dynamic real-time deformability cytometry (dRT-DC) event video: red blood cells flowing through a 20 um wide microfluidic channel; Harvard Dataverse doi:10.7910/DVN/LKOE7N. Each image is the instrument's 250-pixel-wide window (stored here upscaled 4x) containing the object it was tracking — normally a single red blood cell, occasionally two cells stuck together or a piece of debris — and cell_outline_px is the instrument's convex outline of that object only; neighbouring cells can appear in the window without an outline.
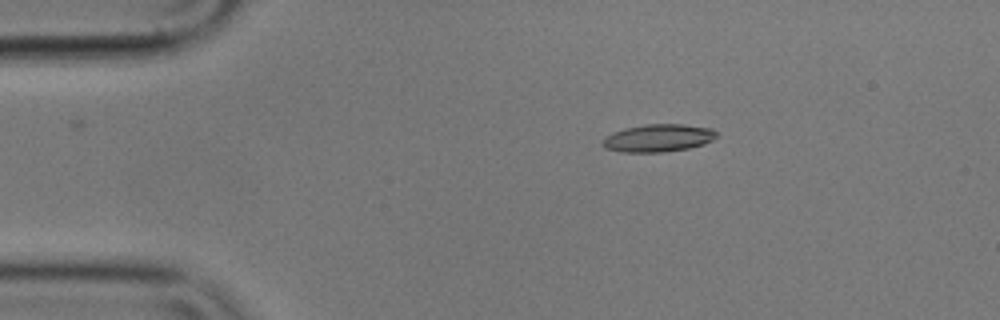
{"species": "common noctule bat (a hibernating species)", "species_latin": "Nyctalus noctula", "temperature_condition": "cold", "stored_images_in_passage": 5, "camera_frame_rate_fps": 3000, "um_per_image_px": 0.085, "animal": {"sex": "male", "body_mass_g": 17.9}, "frame": {"image": 1, "passage_image": 3, "time_ms": 0.667, "image_size_px": [1000, 320], "cell_outline_px": [[716, 136], [712, 140], [704, 144], [688, 148], [660, 152], [620, 152], [604, 148], [600, 144], [604, 136], [612, 132], [624, 128], [644, 124], [684, 124], [712, 128], [716, 132]], "centroid_in_image_um": [55.88, 11.72], "position_along_channel_um": 29.1, "area_um2": 18.55}}
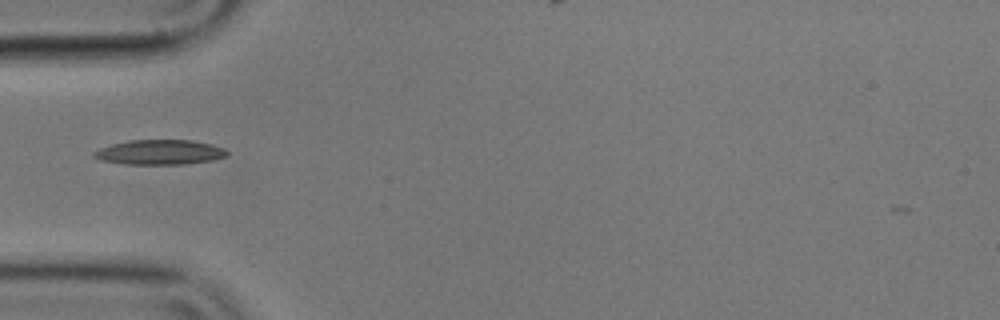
{"frame": {"image": 2, "passage_image": 5, "time_ms": 1.333, "image_size_px": [1000, 320], "cell_outline_px": [[228, 156], [212, 160], [184, 164], [124, 164], [100, 160], [92, 156], [92, 152], [100, 148], [112, 144], [128, 140], [192, 140], [212, 144], [224, 148], [228, 152]], "centroid_in_image_um": [13.57, 12.94], "position_along_channel_um": 71.4, "area_um2": 19.36}}